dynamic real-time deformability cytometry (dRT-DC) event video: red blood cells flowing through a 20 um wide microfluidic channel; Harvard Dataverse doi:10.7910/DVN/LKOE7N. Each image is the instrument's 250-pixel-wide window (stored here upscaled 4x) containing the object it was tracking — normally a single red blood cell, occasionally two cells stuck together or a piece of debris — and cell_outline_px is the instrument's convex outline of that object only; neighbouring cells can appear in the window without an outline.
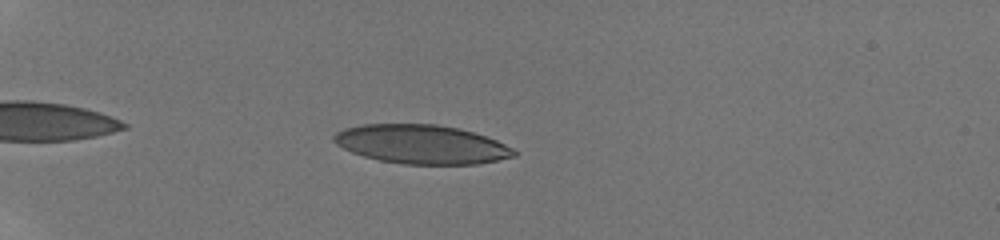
{"species": "human", "species_latin": "Homo sapiens", "temperature_condition": "room temperature", "stored_images_in_passage": 39, "camera_frame_rate_fps": 3000, "um_per_image_px": 0.085, "donor": {"sex": "male"}, "frame": {"image": 1, "passage_image": 2, "time_ms": 0.333, "image_size_px": [1000, 240], "cell_outline_px": [[516, 156], [476, 164], [404, 164], [380, 160], [364, 156], [352, 152], [336, 144], [332, 140], [332, 136], [336, 132], [344, 128], [364, 124], [436, 124], [460, 128], [496, 140], [512, 148], [516, 152]], "centroid_in_image_um": [35.8, 12.26], "position_along_channel_um": 49.2, "area_um2": 40.69}}
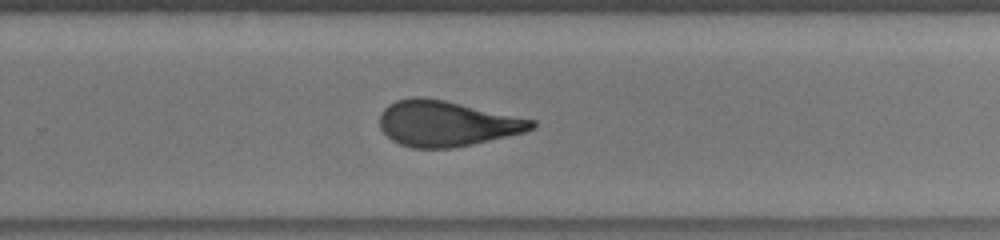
{"frame": {"image": 2, "passage_image": 24, "time_ms": 7.667, "image_size_px": [1000, 240], "cell_outline_px": [[536, 128], [524, 132], [472, 144], [452, 148], [412, 148], [400, 144], [392, 140], [380, 128], [380, 112], [388, 104], [396, 100], [412, 96], [424, 96], [444, 100], [536, 120]], "centroid_in_image_um": [37.94, 10.49], "position_along_channel_um": 291.9, "area_um2": 40.4}}
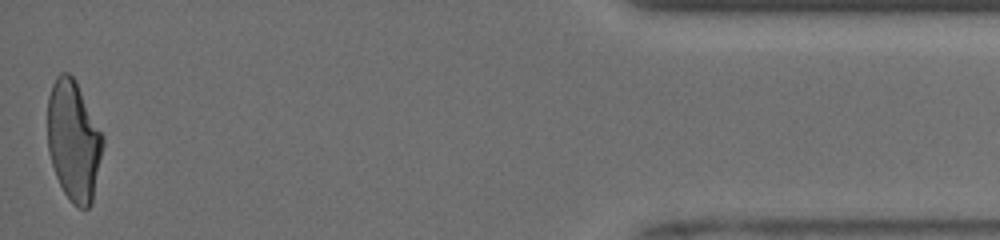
{"frame": {"image": 3, "passage_image": 39, "time_ms": 12.667, "image_size_px": [1000, 240], "cell_outline_px": [[104, 144], [92, 204], [88, 208], [76, 208], [72, 204], [64, 192], [56, 176], [48, 152], [48, 96], [52, 84], [56, 76], [60, 72], [68, 72], [76, 80], [104, 136]], "centroid_in_image_um": [6.27, 11.96], "position_along_channel_um": 428.9, "area_um2": 39.13}, "authors_computed_cell_mechanics": {"area_um2": 40.8646, "velocity_mm_per_s": 3.9758, "shape_relaxation_time_tau1_ms": 6.5207, "shape_relaxation_time_tau2_ms": 1.2723, "deformation_change_tau1": 0.2124, "deformation_change_tau2": 0.0975}}